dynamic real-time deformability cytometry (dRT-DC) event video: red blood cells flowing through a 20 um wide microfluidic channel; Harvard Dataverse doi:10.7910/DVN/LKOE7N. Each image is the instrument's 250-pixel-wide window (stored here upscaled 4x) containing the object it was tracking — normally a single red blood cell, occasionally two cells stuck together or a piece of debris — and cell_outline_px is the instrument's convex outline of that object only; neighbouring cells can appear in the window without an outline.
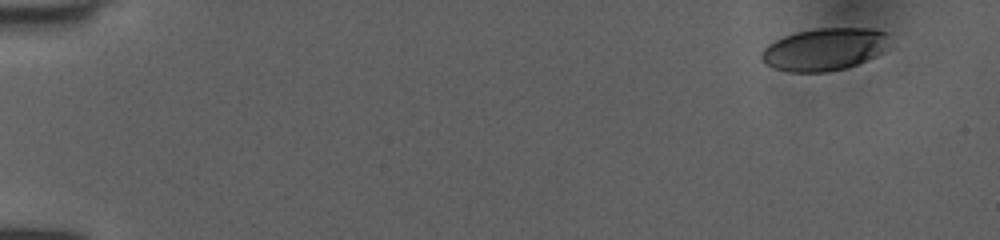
{"species": "human", "species_latin": "Homo sapiens", "temperature_condition": "room temperature", "stored_images_in_passage": 11, "camera_frame_rate_fps": 3000, "um_per_image_px": 0.085, "donor": {"sex": "female"}, "frame": {"image": 1, "passage_image": 1, "time_ms": 0.0, "image_size_px": [1000, 240], "cell_outline_px": [[892, 48], [876, 56], [848, 68], [828, 72], [788, 72], [772, 68], [760, 56], [764, 48], [768, 44], [784, 36], [796, 32], [816, 28], [872, 28], [888, 32], [892, 44]], "centroid_in_image_um": [70.17, 4.18], "position_along_channel_um": 14.8, "area_um2": 32.31}}
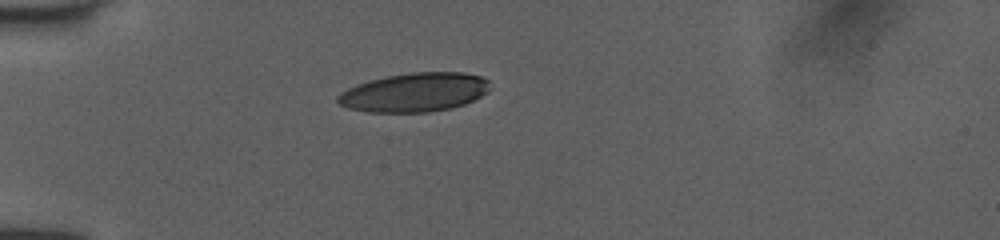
{"frame": {"image": 2, "passage_image": 8, "time_ms": 2.333, "image_size_px": [1000, 240], "cell_outline_px": [[488, 92], [464, 104], [452, 108], [428, 112], [368, 112], [348, 108], [340, 104], [336, 100], [336, 96], [340, 92], [356, 84], [368, 80], [388, 76], [412, 72], [464, 72], [484, 76], [488, 80]], "centroid_in_image_um": [35.22, 7.84], "position_along_channel_um": 49.8, "area_um2": 34.68}}
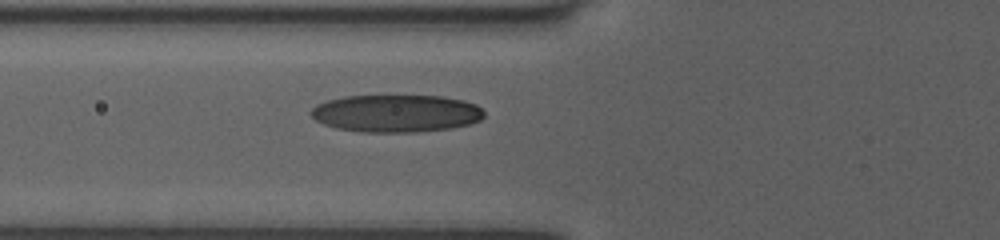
{"frame": {"image": 3, "passage_image": 11, "time_ms": 3.333, "image_size_px": [1000, 240], "cell_outline_px": [[484, 116], [480, 120], [468, 124], [452, 128], [416, 132], [360, 132], [336, 128], [324, 124], [316, 120], [308, 112], [316, 104], [328, 100], [344, 96], [444, 96], [464, 100], [476, 104], [484, 112]], "centroid_in_image_um": [33.66, 9.64], "position_along_channel_um": 92.1, "area_um2": 37.97}}